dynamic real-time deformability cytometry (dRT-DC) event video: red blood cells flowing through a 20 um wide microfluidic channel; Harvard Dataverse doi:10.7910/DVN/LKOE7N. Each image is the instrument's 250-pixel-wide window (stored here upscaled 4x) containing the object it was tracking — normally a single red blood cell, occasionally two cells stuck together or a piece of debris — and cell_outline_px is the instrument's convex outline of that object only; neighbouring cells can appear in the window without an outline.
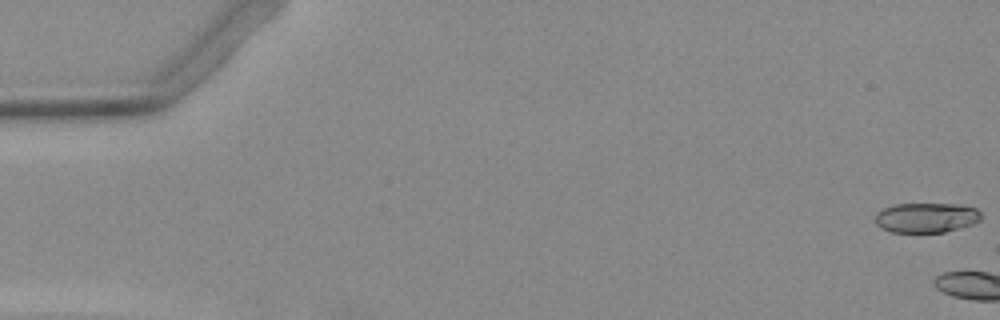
{"species": "Egyptian fruit bat (a non-hibernating species)", "species_latin": "Rousettus aegyptiacus", "temperature_condition": "warm", "stored_images_in_passage": 4, "camera_frame_rate_fps": 3000, "um_per_image_px": 0.085, "animal": {"sex": "female"}, "frame": {"image": 1, "passage_image": 1, "time_ms": 0.0, "image_size_px": [1000, 320], "cell_outline_px": [[980, 220], [972, 224], [960, 228], [944, 232], [892, 232], [880, 228], [876, 224], [876, 212], [884, 208], [896, 204], [956, 204], [976, 208], [980, 212]], "centroid_in_image_um": [78.72, 18.5], "position_along_channel_um": 6.3, "area_um2": 18.38}}